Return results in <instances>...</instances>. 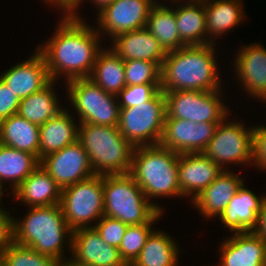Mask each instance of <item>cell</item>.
Here are the masks:
<instances>
[{"mask_svg":"<svg viewBox=\"0 0 266 266\" xmlns=\"http://www.w3.org/2000/svg\"><path fill=\"white\" fill-rule=\"evenodd\" d=\"M62 15L52 37L36 48L45 59L51 80L58 81L63 76L66 83L89 78L104 37L95 25L86 24L79 12Z\"/></svg>","mask_w":266,"mask_h":266,"instance_id":"6da1fadb","label":"cell"},{"mask_svg":"<svg viewBox=\"0 0 266 266\" xmlns=\"http://www.w3.org/2000/svg\"><path fill=\"white\" fill-rule=\"evenodd\" d=\"M215 45L183 46L167 52L161 66V91H213L223 88Z\"/></svg>","mask_w":266,"mask_h":266,"instance_id":"7a4b0ae2","label":"cell"},{"mask_svg":"<svg viewBox=\"0 0 266 266\" xmlns=\"http://www.w3.org/2000/svg\"><path fill=\"white\" fill-rule=\"evenodd\" d=\"M27 212L21 220L14 219V242L55 257L60 262L68 261L64 248L67 247L71 253L72 230L60 205L29 207Z\"/></svg>","mask_w":266,"mask_h":266,"instance_id":"3957f363","label":"cell"},{"mask_svg":"<svg viewBox=\"0 0 266 266\" xmlns=\"http://www.w3.org/2000/svg\"><path fill=\"white\" fill-rule=\"evenodd\" d=\"M179 153L158 145L134 148L129 174L147 199L160 211L164 208L151 198H182L178 175Z\"/></svg>","mask_w":266,"mask_h":266,"instance_id":"277c9868","label":"cell"},{"mask_svg":"<svg viewBox=\"0 0 266 266\" xmlns=\"http://www.w3.org/2000/svg\"><path fill=\"white\" fill-rule=\"evenodd\" d=\"M78 141L95 175L129 173L135 147L122 136L118 126L79 123Z\"/></svg>","mask_w":266,"mask_h":266,"instance_id":"5b68a950","label":"cell"},{"mask_svg":"<svg viewBox=\"0 0 266 266\" xmlns=\"http://www.w3.org/2000/svg\"><path fill=\"white\" fill-rule=\"evenodd\" d=\"M103 196L104 216L127 225L147 223L159 212L129 173L103 175Z\"/></svg>","mask_w":266,"mask_h":266,"instance_id":"8992f818","label":"cell"},{"mask_svg":"<svg viewBox=\"0 0 266 266\" xmlns=\"http://www.w3.org/2000/svg\"><path fill=\"white\" fill-rule=\"evenodd\" d=\"M66 83L67 98L78 114V123L118 126L120 105L116 95L105 92L90 78H77Z\"/></svg>","mask_w":266,"mask_h":266,"instance_id":"52a82bcc","label":"cell"},{"mask_svg":"<svg viewBox=\"0 0 266 266\" xmlns=\"http://www.w3.org/2000/svg\"><path fill=\"white\" fill-rule=\"evenodd\" d=\"M59 205L72 231L94 227L104 215L103 176L94 175L63 188Z\"/></svg>","mask_w":266,"mask_h":266,"instance_id":"ba28073f","label":"cell"},{"mask_svg":"<svg viewBox=\"0 0 266 266\" xmlns=\"http://www.w3.org/2000/svg\"><path fill=\"white\" fill-rule=\"evenodd\" d=\"M166 118V99L160 90L139 107L120 108L118 129L134 147L158 145Z\"/></svg>","mask_w":266,"mask_h":266,"instance_id":"9c48e42d","label":"cell"},{"mask_svg":"<svg viewBox=\"0 0 266 266\" xmlns=\"http://www.w3.org/2000/svg\"><path fill=\"white\" fill-rule=\"evenodd\" d=\"M226 116L216 127L214 136L202 152L222 170L225 165H252L253 128L246 127L242 121H228ZM225 166V167H224Z\"/></svg>","mask_w":266,"mask_h":266,"instance_id":"30bf717a","label":"cell"},{"mask_svg":"<svg viewBox=\"0 0 266 266\" xmlns=\"http://www.w3.org/2000/svg\"><path fill=\"white\" fill-rule=\"evenodd\" d=\"M221 90L162 91L166 99V118L194 123L221 122L230 116V109L222 102Z\"/></svg>","mask_w":266,"mask_h":266,"instance_id":"8fae6325","label":"cell"},{"mask_svg":"<svg viewBox=\"0 0 266 266\" xmlns=\"http://www.w3.org/2000/svg\"><path fill=\"white\" fill-rule=\"evenodd\" d=\"M154 4L153 0H116L96 15L97 32L112 40L122 33L144 28Z\"/></svg>","mask_w":266,"mask_h":266,"instance_id":"7c38bea8","label":"cell"},{"mask_svg":"<svg viewBox=\"0 0 266 266\" xmlns=\"http://www.w3.org/2000/svg\"><path fill=\"white\" fill-rule=\"evenodd\" d=\"M40 165L61 189L95 175L88 154L78 140L41 158Z\"/></svg>","mask_w":266,"mask_h":266,"instance_id":"4fadbf2b","label":"cell"},{"mask_svg":"<svg viewBox=\"0 0 266 266\" xmlns=\"http://www.w3.org/2000/svg\"><path fill=\"white\" fill-rule=\"evenodd\" d=\"M219 122H201L165 118L160 145L179 154L202 153L214 136Z\"/></svg>","mask_w":266,"mask_h":266,"instance_id":"5bb4252c","label":"cell"},{"mask_svg":"<svg viewBox=\"0 0 266 266\" xmlns=\"http://www.w3.org/2000/svg\"><path fill=\"white\" fill-rule=\"evenodd\" d=\"M69 261L77 266H127L119 249L104 241L94 227L72 231Z\"/></svg>","mask_w":266,"mask_h":266,"instance_id":"9a60e30c","label":"cell"},{"mask_svg":"<svg viewBox=\"0 0 266 266\" xmlns=\"http://www.w3.org/2000/svg\"><path fill=\"white\" fill-rule=\"evenodd\" d=\"M233 61L236 80L250 98L266 101V49L258 43L240 47ZM241 82V83H240Z\"/></svg>","mask_w":266,"mask_h":266,"instance_id":"2e32d148","label":"cell"},{"mask_svg":"<svg viewBox=\"0 0 266 266\" xmlns=\"http://www.w3.org/2000/svg\"><path fill=\"white\" fill-rule=\"evenodd\" d=\"M222 171L203 153L179 154L178 175L181 196L193 201Z\"/></svg>","mask_w":266,"mask_h":266,"instance_id":"e0dca14e","label":"cell"},{"mask_svg":"<svg viewBox=\"0 0 266 266\" xmlns=\"http://www.w3.org/2000/svg\"><path fill=\"white\" fill-rule=\"evenodd\" d=\"M35 53L29 59L7 68L0 79L21 100L41 90L50 81L43 55L35 48Z\"/></svg>","mask_w":266,"mask_h":266,"instance_id":"ac0fdd59","label":"cell"},{"mask_svg":"<svg viewBox=\"0 0 266 266\" xmlns=\"http://www.w3.org/2000/svg\"><path fill=\"white\" fill-rule=\"evenodd\" d=\"M219 246L216 266H266V242L253 231L235 232Z\"/></svg>","mask_w":266,"mask_h":266,"instance_id":"d6986e66","label":"cell"},{"mask_svg":"<svg viewBox=\"0 0 266 266\" xmlns=\"http://www.w3.org/2000/svg\"><path fill=\"white\" fill-rule=\"evenodd\" d=\"M244 184L218 217L230 233L253 231L257 225L262 203L266 200V194L257 196Z\"/></svg>","mask_w":266,"mask_h":266,"instance_id":"ffe728a7","label":"cell"},{"mask_svg":"<svg viewBox=\"0 0 266 266\" xmlns=\"http://www.w3.org/2000/svg\"><path fill=\"white\" fill-rule=\"evenodd\" d=\"M244 178L231 170H223L216 179L205 188L196 199L191 201L195 210H199L205 219L219 217L227 207Z\"/></svg>","mask_w":266,"mask_h":266,"instance_id":"44dd1931","label":"cell"},{"mask_svg":"<svg viewBox=\"0 0 266 266\" xmlns=\"http://www.w3.org/2000/svg\"><path fill=\"white\" fill-rule=\"evenodd\" d=\"M110 43L112 44L109 47L124 61H151L160 68L167 53L145 27L117 35Z\"/></svg>","mask_w":266,"mask_h":266,"instance_id":"7402d4cb","label":"cell"},{"mask_svg":"<svg viewBox=\"0 0 266 266\" xmlns=\"http://www.w3.org/2000/svg\"><path fill=\"white\" fill-rule=\"evenodd\" d=\"M61 193V187L39 165L11 195L29 208L57 205L60 203Z\"/></svg>","mask_w":266,"mask_h":266,"instance_id":"603a6c76","label":"cell"},{"mask_svg":"<svg viewBox=\"0 0 266 266\" xmlns=\"http://www.w3.org/2000/svg\"><path fill=\"white\" fill-rule=\"evenodd\" d=\"M66 109L40 126L39 161L78 140V120Z\"/></svg>","mask_w":266,"mask_h":266,"instance_id":"cb8c5ba5","label":"cell"},{"mask_svg":"<svg viewBox=\"0 0 266 266\" xmlns=\"http://www.w3.org/2000/svg\"><path fill=\"white\" fill-rule=\"evenodd\" d=\"M243 0H213L204 4L209 44L234 30L245 19ZM219 36V37H218ZM218 37V38H216Z\"/></svg>","mask_w":266,"mask_h":266,"instance_id":"d4e9b609","label":"cell"},{"mask_svg":"<svg viewBox=\"0 0 266 266\" xmlns=\"http://www.w3.org/2000/svg\"><path fill=\"white\" fill-rule=\"evenodd\" d=\"M40 127L18 114L0 122V144L28 152L39 160Z\"/></svg>","mask_w":266,"mask_h":266,"instance_id":"484cf974","label":"cell"},{"mask_svg":"<svg viewBox=\"0 0 266 266\" xmlns=\"http://www.w3.org/2000/svg\"><path fill=\"white\" fill-rule=\"evenodd\" d=\"M56 82L51 80L41 90L21 99L17 114L39 127L56 116L65 108L54 91Z\"/></svg>","mask_w":266,"mask_h":266,"instance_id":"4316f807","label":"cell"},{"mask_svg":"<svg viewBox=\"0 0 266 266\" xmlns=\"http://www.w3.org/2000/svg\"><path fill=\"white\" fill-rule=\"evenodd\" d=\"M170 234L154 229L130 266H178L180 250Z\"/></svg>","mask_w":266,"mask_h":266,"instance_id":"83f0119b","label":"cell"},{"mask_svg":"<svg viewBox=\"0 0 266 266\" xmlns=\"http://www.w3.org/2000/svg\"><path fill=\"white\" fill-rule=\"evenodd\" d=\"M178 3L175 14L180 41L185 46L209 44L204 4L180 0L176 1Z\"/></svg>","mask_w":266,"mask_h":266,"instance_id":"f1b7e54d","label":"cell"},{"mask_svg":"<svg viewBox=\"0 0 266 266\" xmlns=\"http://www.w3.org/2000/svg\"><path fill=\"white\" fill-rule=\"evenodd\" d=\"M106 48L98 52L89 78L105 92L117 95L126 86L124 60Z\"/></svg>","mask_w":266,"mask_h":266,"instance_id":"f546056e","label":"cell"},{"mask_svg":"<svg viewBox=\"0 0 266 266\" xmlns=\"http://www.w3.org/2000/svg\"><path fill=\"white\" fill-rule=\"evenodd\" d=\"M164 2L155 3L152 6L145 28L154 35L163 49L169 52L185 45L180 41L175 7L171 5L170 8Z\"/></svg>","mask_w":266,"mask_h":266,"instance_id":"4dcf8cb0","label":"cell"},{"mask_svg":"<svg viewBox=\"0 0 266 266\" xmlns=\"http://www.w3.org/2000/svg\"><path fill=\"white\" fill-rule=\"evenodd\" d=\"M39 165L34 155L0 144V181H8L12 193Z\"/></svg>","mask_w":266,"mask_h":266,"instance_id":"1f68e13d","label":"cell"},{"mask_svg":"<svg viewBox=\"0 0 266 266\" xmlns=\"http://www.w3.org/2000/svg\"><path fill=\"white\" fill-rule=\"evenodd\" d=\"M164 212H158L149 222L139 225H128L127 230L119 245V253L121 259L127 266H130L134 260L139 256L142 247L155 229V225L159 218H162Z\"/></svg>","mask_w":266,"mask_h":266,"instance_id":"d6a6232c","label":"cell"},{"mask_svg":"<svg viewBox=\"0 0 266 266\" xmlns=\"http://www.w3.org/2000/svg\"><path fill=\"white\" fill-rule=\"evenodd\" d=\"M5 266H57L60 261L13 242L1 254Z\"/></svg>","mask_w":266,"mask_h":266,"instance_id":"836d02e7","label":"cell"},{"mask_svg":"<svg viewBox=\"0 0 266 266\" xmlns=\"http://www.w3.org/2000/svg\"><path fill=\"white\" fill-rule=\"evenodd\" d=\"M124 68L127 86L161 84V68L155 62L125 60Z\"/></svg>","mask_w":266,"mask_h":266,"instance_id":"e575fe53","label":"cell"},{"mask_svg":"<svg viewBox=\"0 0 266 266\" xmlns=\"http://www.w3.org/2000/svg\"><path fill=\"white\" fill-rule=\"evenodd\" d=\"M161 90V84L125 86L116 96L120 108L139 107Z\"/></svg>","mask_w":266,"mask_h":266,"instance_id":"d590c367","label":"cell"},{"mask_svg":"<svg viewBox=\"0 0 266 266\" xmlns=\"http://www.w3.org/2000/svg\"><path fill=\"white\" fill-rule=\"evenodd\" d=\"M128 225L120 220L102 216L95 224L94 228L101 238L109 245L119 248L121 240L127 230Z\"/></svg>","mask_w":266,"mask_h":266,"instance_id":"8d00e7d4","label":"cell"},{"mask_svg":"<svg viewBox=\"0 0 266 266\" xmlns=\"http://www.w3.org/2000/svg\"><path fill=\"white\" fill-rule=\"evenodd\" d=\"M252 165L266 171V126H253Z\"/></svg>","mask_w":266,"mask_h":266,"instance_id":"74e56055","label":"cell"},{"mask_svg":"<svg viewBox=\"0 0 266 266\" xmlns=\"http://www.w3.org/2000/svg\"><path fill=\"white\" fill-rule=\"evenodd\" d=\"M20 99L9 86L0 79V122L17 114Z\"/></svg>","mask_w":266,"mask_h":266,"instance_id":"f35d334b","label":"cell"},{"mask_svg":"<svg viewBox=\"0 0 266 266\" xmlns=\"http://www.w3.org/2000/svg\"><path fill=\"white\" fill-rule=\"evenodd\" d=\"M14 219L10 211H0V255L14 242Z\"/></svg>","mask_w":266,"mask_h":266,"instance_id":"ab89813d","label":"cell"},{"mask_svg":"<svg viewBox=\"0 0 266 266\" xmlns=\"http://www.w3.org/2000/svg\"><path fill=\"white\" fill-rule=\"evenodd\" d=\"M253 232L266 242V200L262 203L258 214L257 225Z\"/></svg>","mask_w":266,"mask_h":266,"instance_id":"60d3db41","label":"cell"},{"mask_svg":"<svg viewBox=\"0 0 266 266\" xmlns=\"http://www.w3.org/2000/svg\"><path fill=\"white\" fill-rule=\"evenodd\" d=\"M84 1L92 2L97 8V15L101 13L106 7L114 3L116 0H77L70 13H77L78 8L84 3Z\"/></svg>","mask_w":266,"mask_h":266,"instance_id":"b9f144b4","label":"cell"},{"mask_svg":"<svg viewBox=\"0 0 266 266\" xmlns=\"http://www.w3.org/2000/svg\"><path fill=\"white\" fill-rule=\"evenodd\" d=\"M46 4H51L49 6L57 7L56 9H60L62 14H69L74 7V3L71 0H43Z\"/></svg>","mask_w":266,"mask_h":266,"instance_id":"7bdbcfd3","label":"cell"},{"mask_svg":"<svg viewBox=\"0 0 266 266\" xmlns=\"http://www.w3.org/2000/svg\"><path fill=\"white\" fill-rule=\"evenodd\" d=\"M3 188H5L4 184L0 181V211L1 210H6L4 207H1V202H2L1 199H3L2 197L4 196V192H5Z\"/></svg>","mask_w":266,"mask_h":266,"instance_id":"ee69618b","label":"cell"},{"mask_svg":"<svg viewBox=\"0 0 266 266\" xmlns=\"http://www.w3.org/2000/svg\"><path fill=\"white\" fill-rule=\"evenodd\" d=\"M180 1H184V0H180ZM211 1H213V0H185L184 2L206 4V3H209Z\"/></svg>","mask_w":266,"mask_h":266,"instance_id":"f6af8a7d","label":"cell"},{"mask_svg":"<svg viewBox=\"0 0 266 266\" xmlns=\"http://www.w3.org/2000/svg\"><path fill=\"white\" fill-rule=\"evenodd\" d=\"M57 266H77L75 264H72L69 260L60 262Z\"/></svg>","mask_w":266,"mask_h":266,"instance_id":"bcb514c9","label":"cell"},{"mask_svg":"<svg viewBox=\"0 0 266 266\" xmlns=\"http://www.w3.org/2000/svg\"><path fill=\"white\" fill-rule=\"evenodd\" d=\"M0 266H5V264H4V262H3V259H2V257H1V255H0Z\"/></svg>","mask_w":266,"mask_h":266,"instance_id":"7dc6e473","label":"cell"},{"mask_svg":"<svg viewBox=\"0 0 266 266\" xmlns=\"http://www.w3.org/2000/svg\"><path fill=\"white\" fill-rule=\"evenodd\" d=\"M155 3H159V1L158 0H153ZM168 1V0H167ZM169 1H171V4H173V2L175 1H178V0H169Z\"/></svg>","mask_w":266,"mask_h":266,"instance_id":"c3c4849f","label":"cell"}]
</instances>
